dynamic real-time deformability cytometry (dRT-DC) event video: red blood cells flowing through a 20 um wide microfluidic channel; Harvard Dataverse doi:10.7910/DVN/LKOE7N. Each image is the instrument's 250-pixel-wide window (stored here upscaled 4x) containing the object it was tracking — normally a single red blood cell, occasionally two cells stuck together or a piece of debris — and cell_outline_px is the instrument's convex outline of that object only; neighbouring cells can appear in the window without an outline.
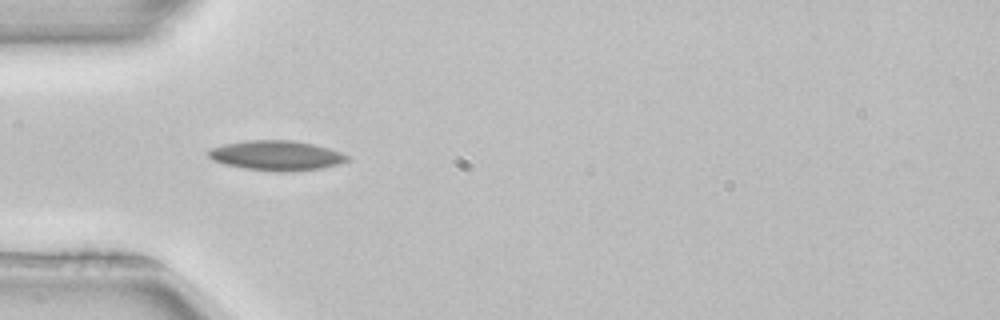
{"species": "common noctule bat (a hibernating species)", "species_latin": "Nyctalus noctula", "temperature_condition": "room temperature", "stored_images_in_passage": 51, "camera_frame_rate_fps": 3000, "um_per_image_px": 0.085, "animal": {"sex": "female", "body_mass_g": 22.7, "forearm_length_mm": 54.2}, "frame": {"image": 1, "passage_image": 15, "time_ms": 4.667, "image_size_px": [1000, 320], "cell_outline_px": [[348, 160], [340, 164], [320, 168], [284, 172], [280, 172], [244, 168], [224, 164], [212, 160], [208, 156], [208, 152], [212, 148], [224, 144], [252, 140], [292, 140], [312, 144], [328, 148], [340, 152], [348, 156]], "centroid_in_image_um": [23.49, 13.22], "position_along_channel_um": 61.5, "area_um2": 23.87}}